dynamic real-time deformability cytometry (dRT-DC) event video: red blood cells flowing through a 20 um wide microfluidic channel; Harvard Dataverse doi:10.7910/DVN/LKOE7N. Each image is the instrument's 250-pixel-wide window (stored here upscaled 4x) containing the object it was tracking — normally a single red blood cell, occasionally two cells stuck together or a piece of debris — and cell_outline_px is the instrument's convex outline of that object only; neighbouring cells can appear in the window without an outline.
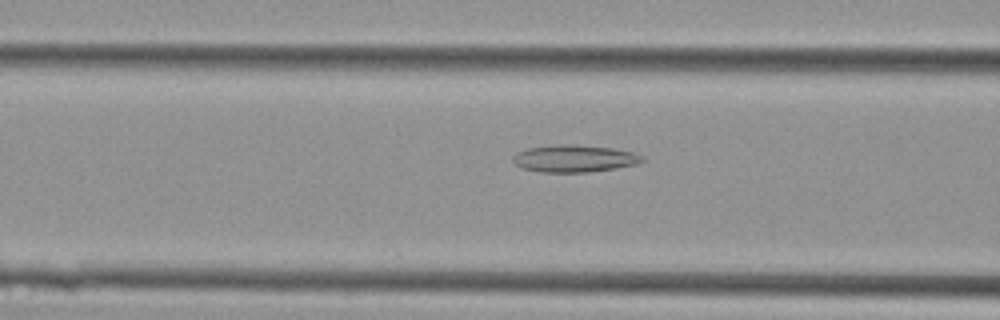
{"species": "Egyptian fruit bat (a non-hibernating species)", "species_latin": "Rousettus aegyptiacus", "temperature_condition": "cold", "stored_images_in_passage": 27, "camera_frame_rate_fps": 3000, "um_per_image_px": 0.085, "animal": {"sex": "female"}, "frame": {"image": 1, "passage_image": 4, "time_ms": 1.0, "image_size_px": [1000, 320], "cell_outline_px": [[644, 160], [636, 164], [616, 168], [588, 172], [540, 172], [524, 168], [516, 164], [512, 160], [512, 156], [516, 152], [528, 148], [552, 144], [572, 144], [612, 148], [632, 152], [644, 156]], "centroid_in_image_um": [48.79, 13.46], "position_along_channel_um": 117.8, "area_um2": 20.52}}
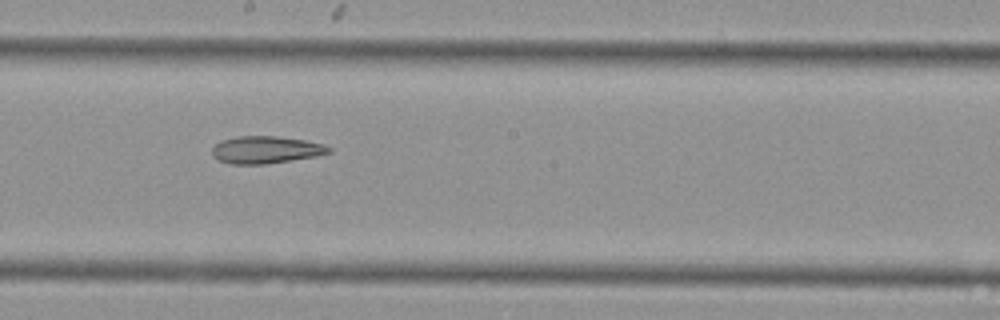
{"frame": {"image": 2, "passage_image": 11, "time_ms": 3.333, "image_size_px": [1000, 320], "cell_outline_px": [[332, 152], [316, 156], [264, 164], [228, 164], [212, 156], [212, 148], [220, 140], [236, 136], [276, 136], [304, 140], [324, 144], [332, 148]], "centroid_in_image_um": [22.58, 12.73], "position_along_channel_um": 225.6, "area_um2": 18.61}}
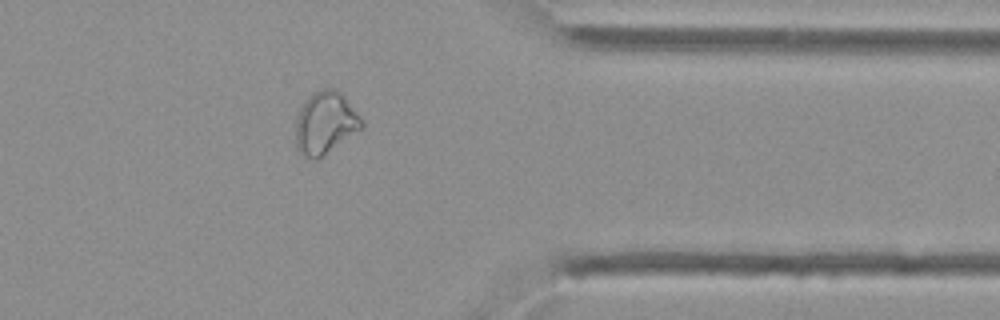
{"frame": {"image": 3, "passage_image": 22, "time_ms": 7.0, "image_size_px": [1000, 320], "cell_outline_px": [[364, 128], [324, 156], [316, 160], [304, 156], [296, 148], [296, 120], [300, 108], [308, 96], [312, 92], [320, 88], [332, 88], [340, 92], [360, 116], [364, 124]], "centroid_in_image_um": [27.66, 10.46], "position_along_channel_um": 383.7, "area_um2": 24.22}}